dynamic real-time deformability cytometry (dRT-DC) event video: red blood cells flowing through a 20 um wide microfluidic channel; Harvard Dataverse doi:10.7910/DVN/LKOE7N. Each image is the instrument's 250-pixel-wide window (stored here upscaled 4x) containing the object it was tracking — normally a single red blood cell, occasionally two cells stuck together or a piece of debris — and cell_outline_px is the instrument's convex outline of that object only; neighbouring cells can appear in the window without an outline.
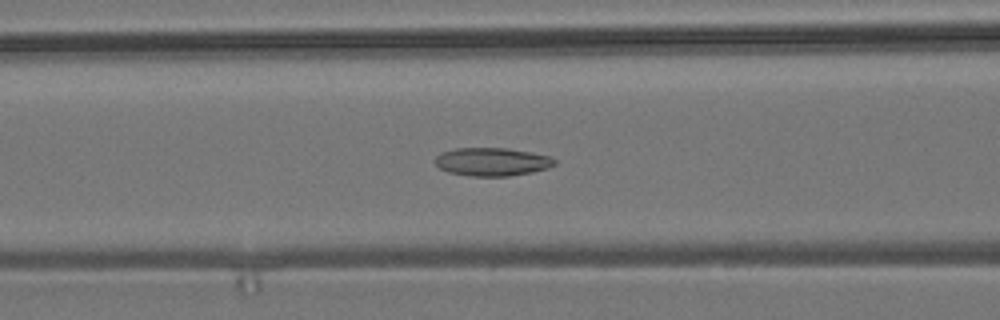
{"species": "common noctule bat (a hibernating species)", "species_latin": "Nyctalus noctula", "temperature_condition": "room temperature", "stored_images_in_passage": 56, "camera_frame_rate_fps": 3000, "um_per_image_px": 0.085, "animal": {"sex": "male", "body_mass_g": 19.2, "forearm_length_mm": 51.8}, "frame": {"image": 1, "passage_image": 23, "time_ms": 7.333, "image_size_px": [1000, 320], "cell_outline_px": [[556, 164], [548, 168], [532, 172], [508, 176], [468, 176], [448, 172], [440, 168], [432, 160], [436, 156], [444, 152], [456, 148], [508, 148], [532, 152], [552, 156], [556, 160]], "centroid_in_image_um": [41.85, 13.75], "position_along_channel_um": 124.8, "area_um2": 19.83}}
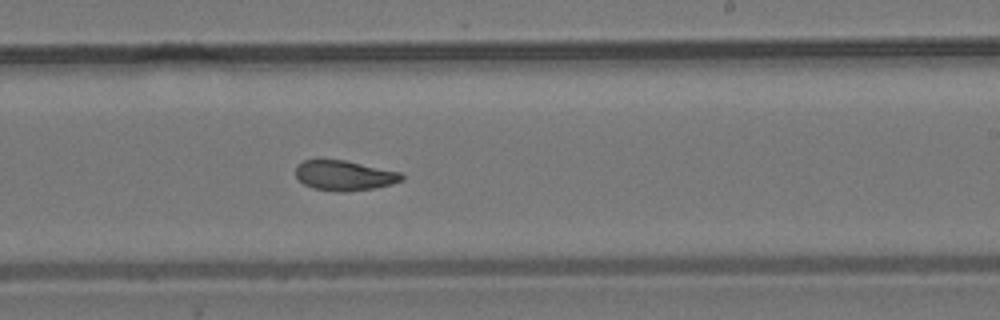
{"frame": {"image": 2, "passage_image": 34, "time_ms": 11.0, "image_size_px": [1000, 320], "cell_outline_px": [[404, 180], [392, 184], [372, 188], [344, 192], [340, 192], [312, 188], [304, 184], [296, 176], [296, 168], [304, 160], [344, 160], [400, 172], [404, 176]], "centroid_in_image_um": [29.29, 14.92], "position_along_channel_um": 259.7, "area_um2": 18.32}}
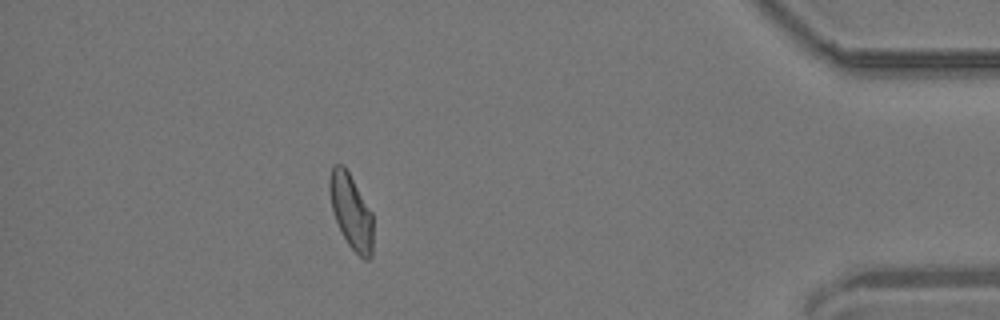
{"frame": {"image": 3, "passage_image": 50, "time_ms": 16.333, "image_size_px": [1000, 320], "cell_outline_px": [[372, 256], [368, 260], [364, 260], [348, 244], [336, 220], [332, 208], [328, 192], [328, 180], [332, 168], [336, 164], [344, 164], [372, 212]], "centroid_in_image_um": [29.83, 17.95], "position_along_channel_um": 405.4, "area_um2": 18.84}, "authors_computed_cell_mechanics": {"area_um2": 19.6231, "velocity_mm_per_s": 3.6825, "shape_relaxation_time_tau1_ms": null, "shape_relaxation_time_tau2_ms": 2.8851, "deformation_change_tau1": null, "deformation_change_tau2": 0.0936}}